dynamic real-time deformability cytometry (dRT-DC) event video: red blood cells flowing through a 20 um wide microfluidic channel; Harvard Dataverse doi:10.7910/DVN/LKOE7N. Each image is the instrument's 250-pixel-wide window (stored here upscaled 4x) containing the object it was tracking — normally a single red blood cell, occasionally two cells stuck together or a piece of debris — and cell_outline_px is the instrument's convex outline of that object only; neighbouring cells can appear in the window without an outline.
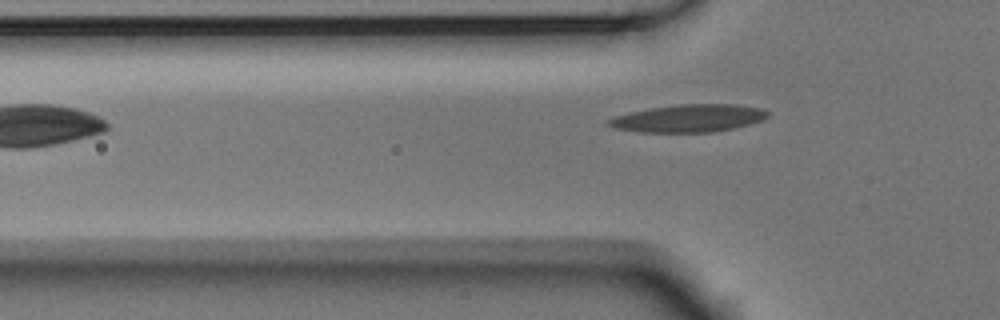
{"species": "Egyptian fruit bat (a non-hibernating species)", "species_latin": "Rousettus aegyptiacus", "temperature_condition": "room temperature", "stored_images_in_passage": 2, "camera_frame_rate_fps": 3000, "um_per_image_px": 0.085, "animal": {"sex": "male"}, "frame": {"image": 1, "passage_image": 2, "time_ms": 0.333, "image_size_px": [1000, 320], "cell_outline_px": [[768, 116], [760, 120], [748, 124], [732, 128], [712, 132], [636, 132], [612, 128], [604, 124], [604, 120], [612, 116], [628, 112], [652, 108], [680, 104], [736, 104], [760, 108], [768, 112]], "centroid_in_image_um": [58.4, 10.06], "position_along_channel_um": 67.4, "area_um2": 25.72}}